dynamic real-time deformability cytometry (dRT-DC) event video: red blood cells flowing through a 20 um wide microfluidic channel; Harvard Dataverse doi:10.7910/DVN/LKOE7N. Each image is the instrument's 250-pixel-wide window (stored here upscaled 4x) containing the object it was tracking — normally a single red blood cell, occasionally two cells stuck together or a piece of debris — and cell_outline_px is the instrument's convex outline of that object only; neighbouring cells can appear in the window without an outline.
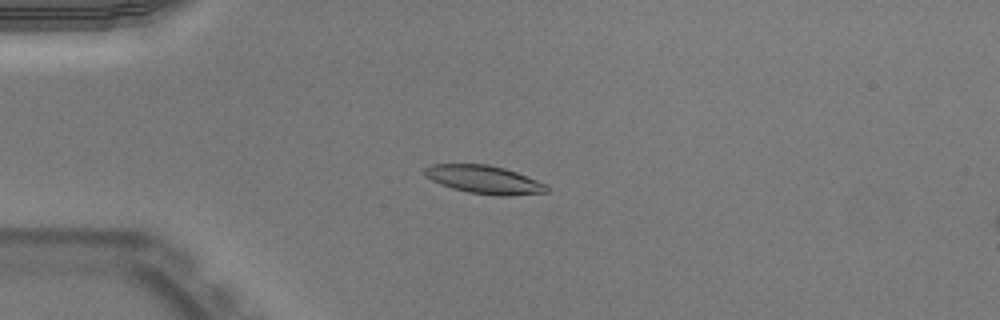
{"species": "Egyptian fruit bat (a non-hibernating species)", "species_latin": "Rousettus aegyptiacus", "temperature_condition": "warm", "stored_images_in_passage": 52, "camera_frame_rate_fps": 3000, "um_per_image_px": 0.085, "animal": {"sex": "male"}, "frame": {"image": 1, "passage_image": 14, "time_ms": 4.333, "image_size_px": [1000, 320], "cell_outline_px": [[548, 192], [508, 196], [496, 196], [468, 192], [452, 188], [440, 184], [424, 176], [424, 168], [432, 164], [488, 164], [504, 168], [516, 172], [548, 184]], "centroid_in_image_um": [41.16, 15.27], "position_along_channel_um": 43.8, "area_um2": 20.17}}
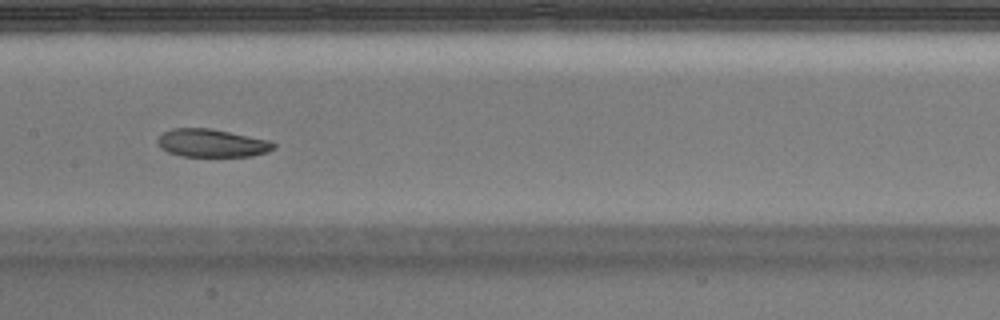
{"frame": {"image": 2, "passage_image": 27, "time_ms": 8.667, "image_size_px": [1000, 320], "cell_outline_px": [[276, 148], [268, 152], [252, 156], [180, 156], [168, 152], [160, 148], [156, 144], [156, 140], [164, 132], [172, 128], [212, 128], [272, 140], [276, 144]], "centroid_in_image_um": [18.04, 12.16], "position_along_channel_um": 189.4, "area_um2": 19.31}}
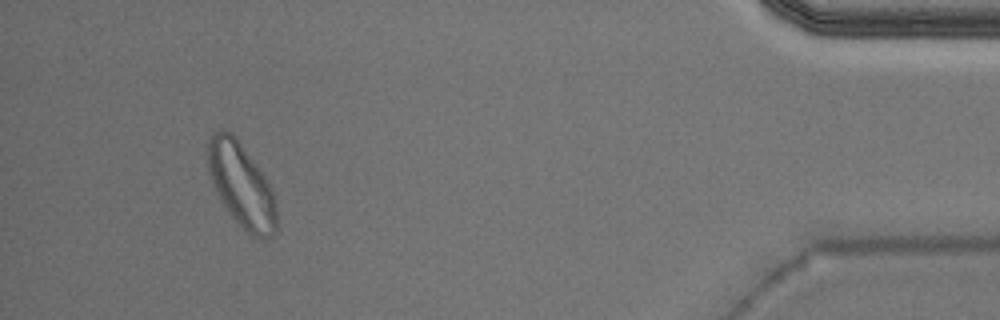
{"frame": {"image": 3, "passage_image": 49, "time_ms": 16.0, "image_size_px": [1000, 320], "cell_outline_px": [[276, 232], [272, 236], [264, 240], [252, 236], [228, 212], [220, 200], [208, 172], [208, 140], [212, 132], [224, 128], [228, 128], [232, 132], [264, 176], [272, 192], [276, 208]], "centroid_in_image_um": [20.49, 15.72], "position_along_channel_um": 414.7, "area_um2": 33.35}, "authors_computed_cell_mechanics": {"area_um2": 20.1144, "velocity_mm_per_s": 3.9031, "shape_relaxation_time_tau1_ms": 9.812, "shape_relaxation_time_tau2_ms": 3.771, "deformation_change_tau1": 0.2136, "deformation_change_tau2": 0.1037}}